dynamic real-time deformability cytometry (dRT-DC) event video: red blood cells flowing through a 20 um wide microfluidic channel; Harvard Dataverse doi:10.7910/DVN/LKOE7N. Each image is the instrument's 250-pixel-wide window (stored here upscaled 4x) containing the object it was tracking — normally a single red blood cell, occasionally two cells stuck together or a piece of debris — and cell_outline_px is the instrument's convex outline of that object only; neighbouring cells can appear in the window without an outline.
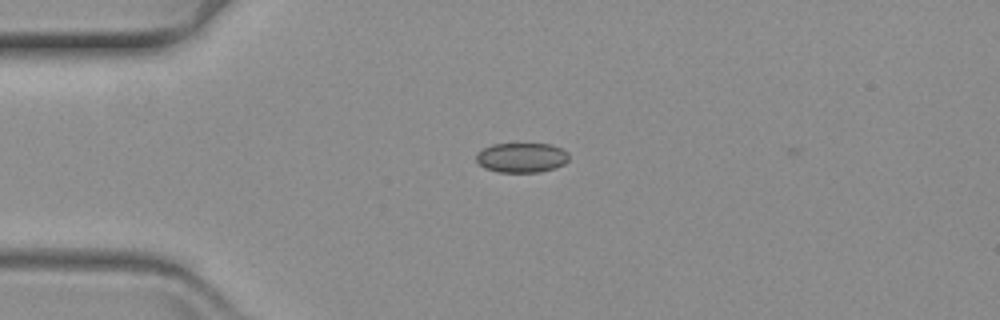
{"species": "common noctule bat (a hibernating species)", "species_latin": "Nyctalus noctula", "temperature_condition": "warm", "stored_images_in_passage": 47, "camera_frame_rate_fps": 3000, "um_per_image_px": 0.085, "animal": {"sex": "female", "body_mass_g": 19.3, "forearm_length_mm": 54.1}, "frame": {"image": 1, "passage_image": 1, "time_ms": 0.0, "image_size_px": [1000, 320], "cell_outline_px": [[568, 160], [564, 164], [540, 172], [500, 172], [484, 168], [476, 160], [476, 152], [492, 144], [552, 144], [568, 152]], "centroid_in_image_um": [44.32, 13.39], "position_along_channel_um": 40.7, "area_um2": 16.01}}
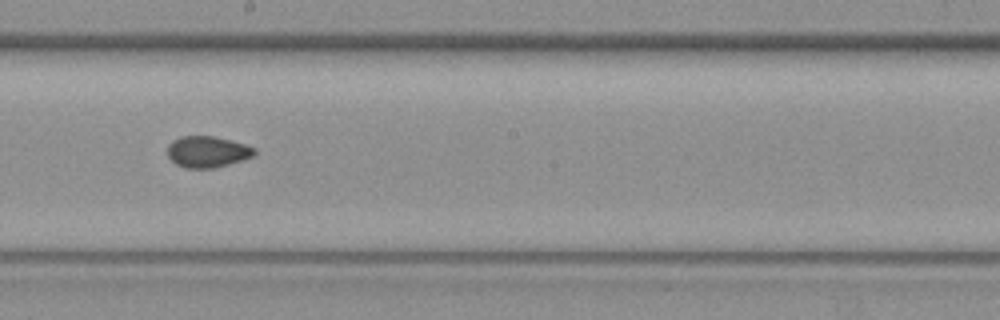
{"frame": {"image": 2, "passage_image": 20, "time_ms": 6.333, "image_size_px": [1000, 320], "cell_outline_px": [[256, 152], [252, 156], [228, 164], [212, 168], [184, 168], [176, 164], [168, 156], [168, 144], [172, 140], [180, 136], [212, 136], [244, 144], [256, 148]], "centroid_in_image_um": [17.59, 12.9], "position_along_channel_um": 230.6, "area_um2": 15.66}}
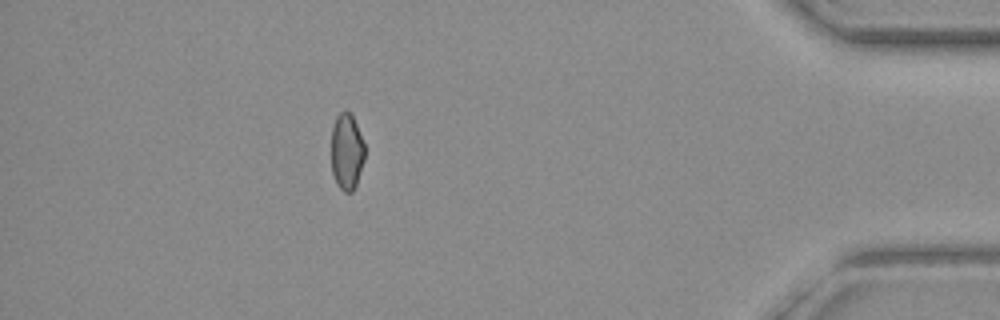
{"frame": {"image": 3, "passage_image": 40, "time_ms": 13.0, "image_size_px": [1000, 320], "cell_outline_px": [[364, 160], [356, 184], [352, 192], [344, 192], [336, 184], [332, 172], [332, 128], [336, 116], [344, 108], [352, 116], [356, 124], [364, 144]], "centroid_in_image_um": [29.46, 12.89], "position_along_channel_um": 405.7, "area_um2": 14.8}}